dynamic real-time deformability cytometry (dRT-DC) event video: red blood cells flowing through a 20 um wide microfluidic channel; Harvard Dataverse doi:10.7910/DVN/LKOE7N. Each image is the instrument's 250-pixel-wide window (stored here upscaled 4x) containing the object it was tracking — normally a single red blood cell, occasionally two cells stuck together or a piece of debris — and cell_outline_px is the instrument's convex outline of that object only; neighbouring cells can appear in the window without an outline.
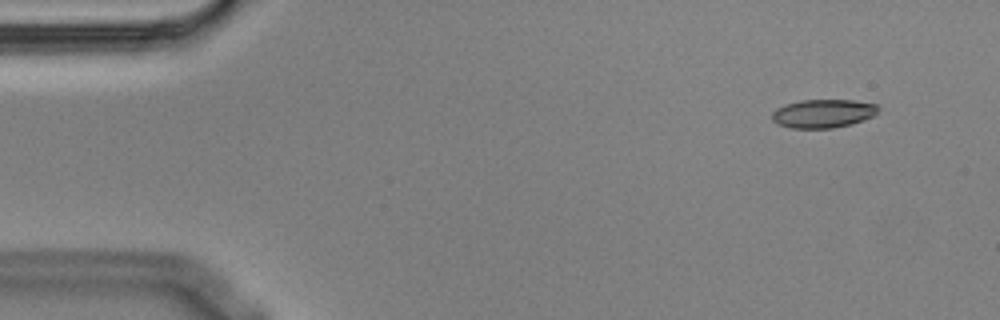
{"species": "Egyptian fruit bat (a non-hibernating species)", "species_latin": "Rousettus aegyptiacus", "temperature_condition": "cold", "stored_images_in_passage": 4, "camera_frame_rate_fps": 3000, "um_per_image_px": 0.085, "animal": {"sex": "male"}, "frame": {"image": 1, "passage_image": 1, "time_ms": 0.0, "image_size_px": [1000, 320], "cell_outline_px": [[880, 108], [872, 116], [864, 120], [852, 124], [832, 128], [792, 128], [776, 124], [772, 120], [772, 112], [776, 108], [800, 100], [852, 100], [876, 104]], "centroid_in_image_um": [69.95, 9.65], "position_along_channel_um": 15.0, "area_um2": 17.63}}
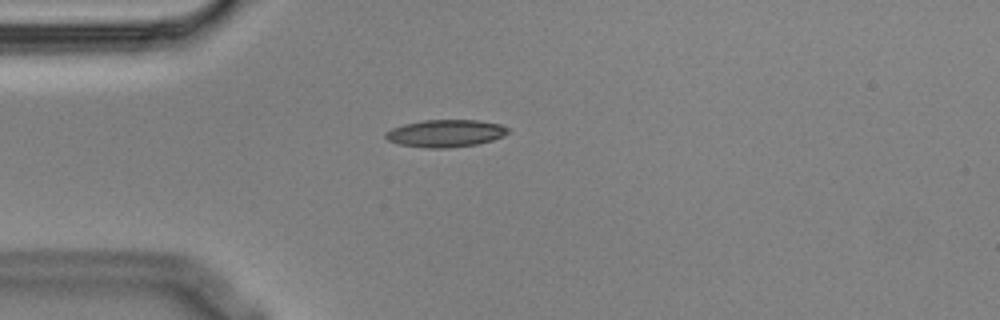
{"frame": {"image": 2, "passage_image": 4, "time_ms": 1.0, "image_size_px": [1000, 320], "cell_outline_px": [[512, 132], [504, 136], [492, 140], [476, 144], [448, 148], [424, 148], [400, 144], [388, 140], [384, 136], [384, 132], [392, 128], [404, 124], [424, 120], [476, 120], [500, 124], [508, 128]], "centroid_in_image_um": [37.88, 11.33], "position_along_channel_um": 47.1, "area_um2": 19.59}}